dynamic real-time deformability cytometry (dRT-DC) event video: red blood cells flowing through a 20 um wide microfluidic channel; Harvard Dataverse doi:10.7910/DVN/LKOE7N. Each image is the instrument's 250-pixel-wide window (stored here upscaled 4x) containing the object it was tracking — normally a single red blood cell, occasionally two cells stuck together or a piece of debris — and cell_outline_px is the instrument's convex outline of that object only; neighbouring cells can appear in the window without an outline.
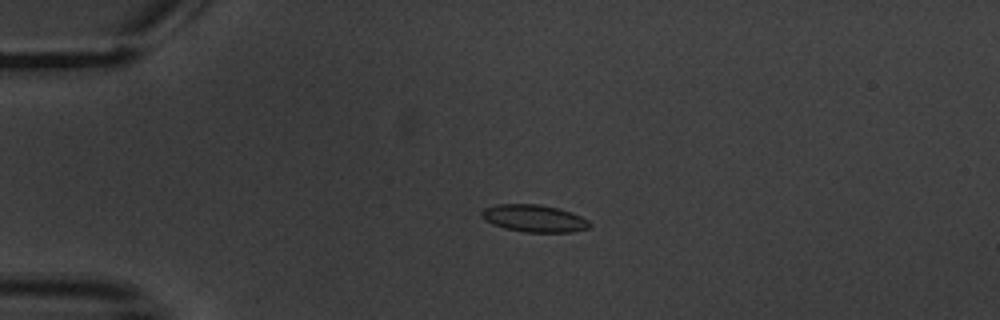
{"species": "common noctule bat (a hibernating species)", "species_latin": "Nyctalus noctula", "temperature_condition": "warm", "stored_images_in_passage": 5, "camera_frame_rate_fps": 3000, "um_per_image_px": 0.085, "animal": {"sex": "male", "body_mass_g": 20.1, "forearm_length_mm": 53.5}, "frame": {"image": 1, "passage_image": 4, "time_ms": 3.667, "image_size_px": [1000, 320], "cell_outline_px": [[592, 224], [588, 228], [572, 232], [524, 232], [504, 228], [492, 224], [484, 220], [480, 216], [480, 212], [484, 208], [496, 204], [540, 204], [572, 212], [588, 220]], "centroid_in_image_um": [45.37, 18.56], "position_along_channel_um": 39.6, "area_um2": 17.28}}